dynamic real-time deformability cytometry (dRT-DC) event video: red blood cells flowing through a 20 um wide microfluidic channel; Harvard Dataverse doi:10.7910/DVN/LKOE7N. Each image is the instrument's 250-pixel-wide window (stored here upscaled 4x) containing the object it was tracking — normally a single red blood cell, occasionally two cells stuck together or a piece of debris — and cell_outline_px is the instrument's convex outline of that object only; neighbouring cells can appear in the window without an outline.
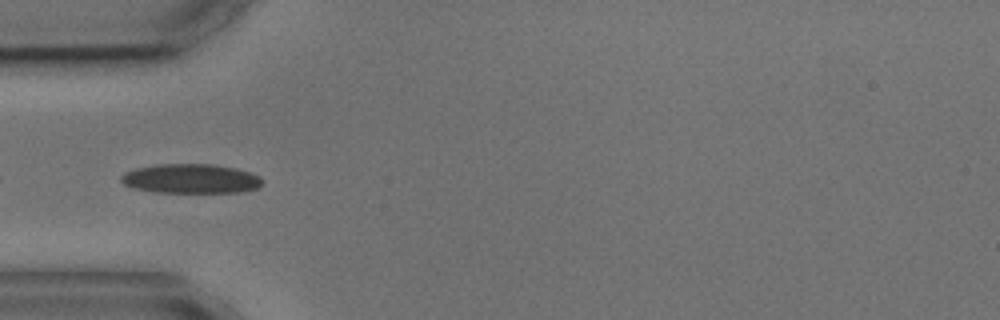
{"species": "common noctule bat (a hibernating species)", "species_latin": "Nyctalus noctula", "temperature_condition": "cold", "stored_images_in_passage": 5, "camera_frame_rate_fps": 3000, "um_per_image_px": 0.085, "animal": {"sex": "male", "body_mass_g": 17.9, "forearm_length_mm": 54.2}, "frame": {"image": 1, "passage_image": 4, "time_ms": 3.667, "image_size_px": [1000, 320], "cell_outline_px": [[264, 184], [256, 188], [236, 192], [160, 192], [136, 188], [124, 184], [120, 180], [120, 176], [124, 172], [136, 168], [160, 164], [208, 164], [236, 168], [260, 176], [264, 180]], "centroid_in_image_um": [16.23, 15.18], "position_along_channel_um": 68.8, "area_um2": 23.99}}